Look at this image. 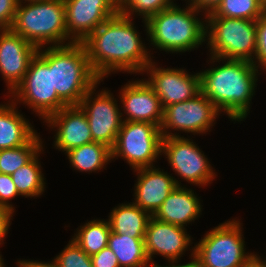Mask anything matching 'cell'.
Segmentation results:
<instances>
[{"mask_svg": "<svg viewBox=\"0 0 266 267\" xmlns=\"http://www.w3.org/2000/svg\"><path fill=\"white\" fill-rule=\"evenodd\" d=\"M44 124L55 132L53 148L64 154L72 148L93 142L87 117L79 105L64 107L51 115Z\"/></svg>", "mask_w": 266, "mask_h": 267, "instance_id": "ac0fdd59", "label": "cell"}, {"mask_svg": "<svg viewBox=\"0 0 266 267\" xmlns=\"http://www.w3.org/2000/svg\"><path fill=\"white\" fill-rule=\"evenodd\" d=\"M3 261H4V258L2 257V254H0V265L2 264Z\"/></svg>", "mask_w": 266, "mask_h": 267, "instance_id": "ee69618b", "label": "cell"}, {"mask_svg": "<svg viewBox=\"0 0 266 267\" xmlns=\"http://www.w3.org/2000/svg\"><path fill=\"white\" fill-rule=\"evenodd\" d=\"M7 97L29 107L43 123L68 106L52 88V46L38 48L22 82Z\"/></svg>", "mask_w": 266, "mask_h": 267, "instance_id": "8992f818", "label": "cell"}, {"mask_svg": "<svg viewBox=\"0 0 266 267\" xmlns=\"http://www.w3.org/2000/svg\"><path fill=\"white\" fill-rule=\"evenodd\" d=\"M65 17L64 0L19 2L11 30L37 48L67 45Z\"/></svg>", "mask_w": 266, "mask_h": 267, "instance_id": "277c9868", "label": "cell"}, {"mask_svg": "<svg viewBox=\"0 0 266 267\" xmlns=\"http://www.w3.org/2000/svg\"><path fill=\"white\" fill-rule=\"evenodd\" d=\"M265 10L260 0H222L206 17L257 20Z\"/></svg>", "mask_w": 266, "mask_h": 267, "instance_id": "83f0119b", "label": "cell"}, {"mask_svg": "<svg viewBox=\"0 0 266 267\" xmlns=\"http://www.w3.org/2000/svg\"><path fill=\"white\" fill-rule=\"evenodd\" d=\"M137 176L134 184L133 203L153 216L177 187L182 186L179 178L156 166L134 170ZM178 179V180H177Z\"/></svg>", "mask_w": 266, "mask_h": 267, "instance_id": "d6986e66", "label": "cell"}, {"mask_svg": "<svg viewBox=\"0 0 266 267\" xmlns=\"http://www.w3.org/2000/svg\"><path fill=\"white\" fill-rule=\"evenodd\" d=\"M0 104V150L27 144L38 132L10 98Z\"/></svg>", "mask_w": 266, "mask_h": 267, "instance_id": "44dd1931", "label": "cell"}, {"mask_svg": "<svg viewBox=\"0 0 266 267\" xmlns=\"http://www.w3.org/2000/svg\"><path fill=\"white\" fill-rule=\"evenodd\" d=\"M175 0H125L119 6V13L126 17L140 16L147 21L151 16L173 6Z\"/></svg>", "mask_w": 266, "mask_h": 267, "instance_id": "f1b7e54d", "label": "cell"}, {"mask_svg": "<svg viewBox=\"0 0 266 267\" xmlns=\"http://www.w3.org/2000/svg\"><path fill=\"white\" fill-rule=\"evenodd\" d=\"M152 60L142 75L159 97L163 109L169 105L194 98L201 92L200 74L188 72L183 68H162ZM190 73V74H189Z\"/></svg>", "mask_w": 266, "mask_h": 267, "instance_id": "4fadbf2b", "label": "cell"}, {"mask_svg": "<svg viewBox=\"0 0 266 267\" xmlns=\"http://www.w3.org/2000/svg\"><path fill=\"white\" fill-rule=\"evenodd\" d=\"M209 56L207 61L212 65L199 72L201 92L220 113L226 114L234 123H241L250 113L262 72L249 61Z\"/></svg>", "mask_w": 266, "mask_h": 267, "instance_id": "7a4b0ae2", "label": "cell"}, {"mask_svg": "<svg viewBox=\"0 0 266 267\" xmlns=\"http://www.w3.org/2000/svg\"><path fill=\"white\" fill-rule=\"evenodd\" d=\"M113 1L119 7L125 0H113Z\"/></svg>", "mask_w": 266, "mask_h": 267, "instance_id": "60d3db41", "label": "cell"}, {"mask_svg": "<svg viewBox=\"0 0 266 267\" xmlns=\"http://www.w3.org/2000/svg\"><path fill=\"white\" fill-rule=\"evenodd\" d=\"M222 0H188L187 2L196 10L205 15L212 13Z\"/></svg>", "mask_w": 266, "mask_h": 267, "instance_id": "d590c367", "label": "cell"}, {"mask_svg": "<svg viewBox=\"0 0 266 267\" xmlns=\"http://www.w3.org/2000/svg\"><path fill=\"white\" fill-rule=\"evenodd\" d=\"M102 81L83 96L79 106L85 112L93 141L112 149L123 123L122 109L119 100L108 88L97 91Z\"/></svg>", "mask_w": 266, "mask_h": 267, "instance_id": "7c38bea8", "label": "cell"}, {"mask_svg": "<svg viewBox=\"0 0 266 267\" xmlns=\"http://www.w3.org/2000/svg\"><path fill=\"white\" fill-rule=\"evenodd\" d=\"M17 196L20 195L13 183L11 175L0 173V207L16 212L14 205L10 201Z\"/></svg>", "mask_w": 266, "mask_h": 267, "instance_id": "1f68e13d", "label": "cell"}, {"mask_svg": "<svg viewBox=\"0 0 266 267\" xmlns=\"http://www.w3.org/2000/svg\"><path fill=\"white\" fill-rule=\"evenodd\" d=\"M205 41L211 56L254 63L257 20L206 17Z\"/></svg>", "mask_w": 266, "mask_h": 267, "instance_id": "ba28073f", "label": "cell"}, {"mask_svg": "<svg viewBox=\"0 0 266 267\" xmlns=\"http://www.w3.org/2000/svg\"><path fill=\"white\" fill-rule=\"evenodd\" d=\"M242 222L236 218L213 227L194 243L195 267H242L254 254L246 252Z\"/></svg>", "mask_w": 266, "mask_h": 267, "instance_id": "52a82bcc", "label": "cell"}, {"mask_svg": "<svg viewBox=\"0 0 266 267\" xmlns=\"http://www.w3.org/2000/svg\"><path fill=\"white\" fill-rule=\"evenodd\" d=\"M33 1H43V0H18V2H33Z\"/></svg>", "mask_w": 266, "mask_h": 267, "instance_id": "b9f144b4", "label": "cell"}, {"mask_svg": "<svg viewBox=\"0 0 266 267\" xmlns=\"http://www.w3.org/2000/svg\"><path fill=\"white\" fill-rule=\"evenodd\" d=\"M90 258L93 267H120L116 255L108 246Z\"/></svg>", "mask_w": 266, "mask_h": 267, "instance_id": "836d02e7", "label": "cell"}, {"mask_svg": "<svg viewBox=\"0 0 266 267\" xmlns=\"http://www.w3.org/2000/svg\"><path fill=\"white\" fill-rule=\"evenodd\" d=\"M111 229L108 219H93L76 229L71 237L89 256L99 253L108 246Z\"/></svg>", "mask_w": 266, "mask_h": 267, "instance_id": "484cf974", "label": "cell"}, {"mask_svg": "<svg viewBox=\"0 0 266 267\" xmlns=\"http://www.w3.org/2000/svg\"><path fill=\"white\" fill-rule=\"evenodd\" d=\"M24 267H57V264L54 258L52 259V261H48V262L24 259Z\"/></svg>", "mask_w": 266, "mask_h": 267, "instance_id": "74e56055", "label": "cell"}, {"mask_svg": "<svg viewBox=\"0 0 266 267\" xmlns=\"http://www.w3.org/2000/svg\"><path fill=\"white\" fill-rule=\"evenodd\" d=\"M100 80L82 42L52 46V88L68 106L79 105Z\"/></svg>", "mask_w": 266, "mask_h": 267, "instance_id": "5b68a950", "label": "cell"}, {"mask_svg": "<svg viewBox=\"0 0 266 267\" xmlns=\"http://www.w3.org/2000/svg\"><path fill=\"white\" fill-rule=\"evenodd\" d=\"M57 267H93L90 256L73 240L54 257Z\"/></svg>", "mask_w": 266, "mask_h": 267, "instance_id": "f546056e", "label": "cell"}, {"mask_svg": "<svg viewBox=\"0 0 266 267\" xmlns=\"http://www.w3.org/2000/svg\"><path fill=\"white\" fill-rule=\"evenodd\" d=\"M65 27L73 42H82L119 12L113 0H64Z\"/></svg>", "mask_w": 266, "mask_h": 267, "instance_id": "9a60e30c", "label": "cell"}, {"mask_svg": "<svg viewBox=\"0 0 266 267\" xmlns=\"http://www.w3.org/2000/svg\"><path fill=\"white\" fill-rule=\"evenodd\" d=\"M262 257L255 252L242 267H266V259Z\"/></svg>", "mask_w": 266, "mask_h": 267, "instance_id": "8d00e7d4", "label": "cell"}, {"mask_svg": "<svg viewBox=\"0 0 266 267\" xmlns=\"http://www.w3.org/2000/svg\"><path fill=\"white\" fill-rule=\"evenodd\" d=\"M37 51L35 45L11 29L0 30V75L8 90L4 96H9L22 82Z\"/></svg>", "mask_w": 266, "mask_h": 267, "instance_id": "2e32d148", "label": "cell"}, {"mask_svg": "<svg viewBox=\"0 0 266 267\" xmlns=\"http://www.w3.org/2000/svg\"><path fill=\"white\" fill-rule=\"evenodd\" d=\"M254 64L260 72H266V10L257 19V49Z\"/></svg>", "mask_w": 266, "mask_h": 267, "instance_id": "4dcf8cb0", "label": "cell"}, {"mask_svg": "<svg viewBox=\"0 0 266 267\" xmlns=\"http://www.w3.org/2000/svg\"><path fill=\"white\" fill-rule=\"evenodd\" d=\"M260 1L262 3L263 7L266 9V0H260Z\"/></svg>", "mask_w": 266, "mask_h": 267, "instance_id": "7bdbcfd3", "label": "cell"}, {"mask_svg": "<svg viewBox=\"0 0 266 267\" xmlns=\"http://www.w3.org/2000/svg\"><path fill=\"white\" fill-rule=\"evenodd\" d=\"M18 0H0V30L11 29Z\"/></svg>", "mask_w": 266, "mask_h": 267, "instance_id": "d6a6232c", "label": "cell"}, {"mask_svg": "<svg viewBox=\"0 0 266 267\" xmlns=\"http://www.w3.org/2000/svg\"><path fill=\"white\" fill-rule=\"evenodd\" d=\"M151 215L133 202L115 206L109 216L110 229L116 234L131 237H145L147 223Z\"/></svg>", "mask_w": 266, "mask_h": 267, "instance_id": "7402d4cb", "label": "cell"}, {"mask_svg": "<svg viewBox=\"0 0 266 267\" xmlns=\"http://www.w3.org/2000/svg\"><path fill=\"white\" fill-rule=\"evenodd\" d=\"M219 116L222 115L214 104L200 92L190 100L165 107L160 131L163 138L181 137L183 132L203 136L211 132Z\"/></svg>", "mask_w": 266, "mask_h": 267, "instance_id": "30bf717a", "label": "cell"}, {"mask_svg": "<svg viewBox=\"0 0 266 267\" xmlns=\"http://www.w3.org/2000/svg\"><path fill=\"white\" fill-rule=\"evenodd\" d=\"M149 267H195V265H194V262L193 261H189L188 263H184V264H182V263H169V265L167 266H161V265H158L157 263L155 264V263H151L150 265H149Z\"/></svg>", "mask_w": 266, "mask_h": 267, "instance_id": "f35d334b", "label": "cell"}, {"mask_svg": "<svg viewBox=\"0 0 266 267\" xmlns=\"http://www.w3.org/2000/svg\"><path fill=\"white\" fill-rule=\"evenodd\" d=\"M119 91L117 97L123 105V121L148 122L161 126L164 109L159 97L144 78L128 81Z\"/></svg>", "mask_w": 266, "mask_h": 267, "instance_id": "e0dca14e", "label": "cell"}, {"mask_svg": "<svg viewBox=\"0 0 266 267\" xmlns=\"http://www.w3.org/2000/svg\"><path fill=\"white\" fill-rule=\"evenodd\" d=\"M18 262H16V266L17 267H24V259L23 260H17ZM0 267H7L5 262L3 261L2 264L0 265Z\"/></svg>", "mask_w": 266, "mask_h": 267, "instance_id": "ab89813d", "label": "cell"}, {"mask_svg": "<svg viewBox=\"0 0 266 267\" xmlns=\"http://www.w3.org/2000/svg\"><path fill=\"white\" fill-rule=\"evenodd\" d=\"M42 149L29 163L11 174L12 180L20 196L35 198L41 196L46 189V178L42 173L40 155Z\"/></svg>", "mask_w": 266, "mask_h": 267, "instance_id": "d4e9b609", "label": "cell"}, {"mask_svg": "<svg viewBox=\"0 0 266 267\" xmlns=\"http://www.w3.org/2000/svg\"><path fill=\"white\" fill-rule=\"evenodd\" d=\"M14 212L8 208L0 207V246H2L8 231L10 230L11 220H13Z\"/></svg>", "mask_w": 266, "mask_h": 267, "instance_id": "e575fe53", "label": "cell"}, {"mask_svg": "<svg viewBox=\"0 0 266 267\" xmlns=\"http://www.w3.org/2000/svg\"><path fill=\"white\" fill-rule=\"evenodd\" d=\"M202 200L186 185L177 186L153 215L157 220L183 228L202 215Z\"/></svg>", "mask_w": 266, "mask_h": 267, "instance_id": "ffe728a7", "label": "cell"}, {"mask_svg": "<svg viewBox=\"0 0 266 267\" xmlns=\"http://www.w3.org/2000/svg\"><path fill=\"white\" fill-rule=\"evenodd\" d=\"M193 237L186 228L165 223L151 216L146 227L144 244L150 263L155 255L162 256L168 263H179L185 252L190 250L191 261L194 260ZM191 248V249H190Z\"/></svg>", "mask_w": 266, "mask_h": 267, "instance_id": "5bb4252c", "label": "cell"}, {"mask_svg": "<svg viewBox=\"0 0 266 267\" xmlns=\"http://www.w3.org/2000/svg\"><path fill=\"white\" fill-rule=\"evenodd\" d=\"M70 167L78 172L92 173L105 169L111 163V149L98 142H90L72 148L65 153Z\"/></svg>", "mask_w": 266, "mask_h": 267, "instance_id": "603a6c76", "label": "cell"}, {"mask_svg": "<svg viewBox=\"0 0 266 267\" xmlns=\"http://www.w3.org/2000/svg\"><path fill=\"white\" fill-rule=\"evenodd\" d=\"M188 137V138H187ZM162 139L161 156H165L170 166L182 181L205 187L218 176L198 144L189 135ZM192 139V140H191ZM179 175V176H178Z\"/></svg>", "mask_w": 266, "mask_h": 267, "instance_id": "8fae6325", "label": "cell"}, {"mask_svg": "<svg viewBox=\"0 0 266 267\" xmlns=\"http://www.w3.org/2000/svg\"><path fill=\"white\" fill-rule=\"evenodd\" d=\"M132 19L118 12L82 41L91 68L101 80L117 72L141 75L153 60Z\"/></svg>", "mask_w": 266, "mask_h": 267, "instance_id": "6da1fadb", "label": "cell"}, {"mask_svg": "<svg viewBox=\"0 0 266 267\" xmlns=\"http://www.w3.org/2000/svg\"><path fill=\"white\" fill-rule=\"evenodd\" d=\"M43 142L40 133H37L23 146L0 150V173L11 175L29 163L42 149H45Z\"/></svg>", "mask_w": 266, "mask_h": 267, "instance_id": "4316f807", "label": "cell"}, {"mask_svg": "<svg viewBox=\"0 0 266 267\" xmlns=\"http://www.w3.org/2000/svg\"><path fill=\"white\" fill-rule=\"evenodd\" d=\"M108 247L116 255L120 267H149L144 237H131L110 232Z\"/></svg>", "mask_w": 266, "mask_h": 267, "instance_id": "cb8c5ba5", "label": "cell"}, {"mask_svg": "<svg viewBox=\"0 0 266 267\" xmlns=\"http://www.w3.org/2000/svg\"><path fill=\"white\" fill-rule=\"evenodd\" d=\"M162 139L160 127L155 124L123 121L111 149V160L122 158L133 171L153 167L162 157Z\"/></svg>", "mask_w": 266, "mask_h": 267, "instance_id": "9c48e42d", "label": "cell"}, {"mask_svg": "<svg viewBox=\"0 0 266 267\" xmlns=\"http://www.w3.org/2000/svg\"><path fill=\"white\" fill-rule=\"evenodd\" d=\"M185 3L186 6L182 8L175 3L151 16L147 21H142L149 47L168 54H182L194 51L206 43V15L188 2Z\"/></svg>", "mask_w": 266, "mask_h": 267, "instance_id": "3957f363", "label": "cell"}]
</instances>
